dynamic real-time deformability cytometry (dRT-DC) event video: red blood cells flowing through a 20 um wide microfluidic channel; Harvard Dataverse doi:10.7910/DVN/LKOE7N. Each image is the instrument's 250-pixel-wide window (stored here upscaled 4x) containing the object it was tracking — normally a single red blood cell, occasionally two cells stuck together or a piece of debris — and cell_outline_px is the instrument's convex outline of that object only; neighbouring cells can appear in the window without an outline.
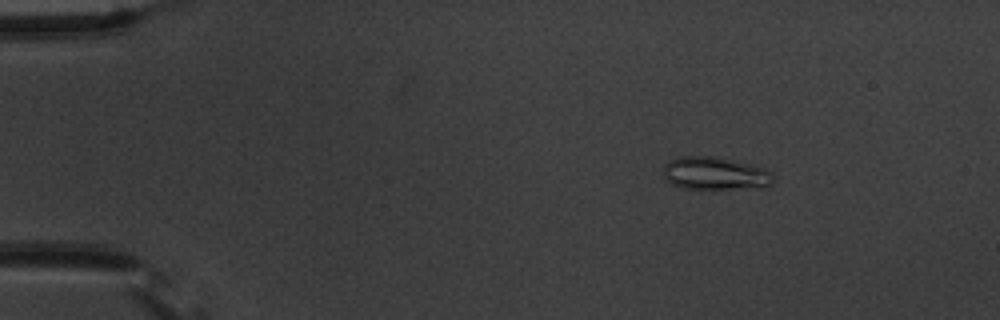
{"species": "common noctule bat (a hibernating species)", "species_latin": "Nyctalus noctula", "temperature_condition": "warm", "stored_images_in_passage": 6, "camera_frame_rate_fps": 3000, "um_per_image_px": 0.085, "animal": {"sex": "male", "body_mass_g": 20.1, "forearm_length_mm": 53.5}, "frame": {"image": 1, "passage_image": 2, "time_ms": 1.0, "image_size_px": [1000, 320], "cell_outline_px": [[776, 180], [768, 188], [684, 188], [672, 184], [664, 180], [664, 164], [668, 160], [680, 156], [712, 156], [748, 164], [764, 168], [772, 172]], "centroid_in_image_um": [60.81, 14.75], "position_along_channel_um": 24.2, "area_um2": 21.21}}
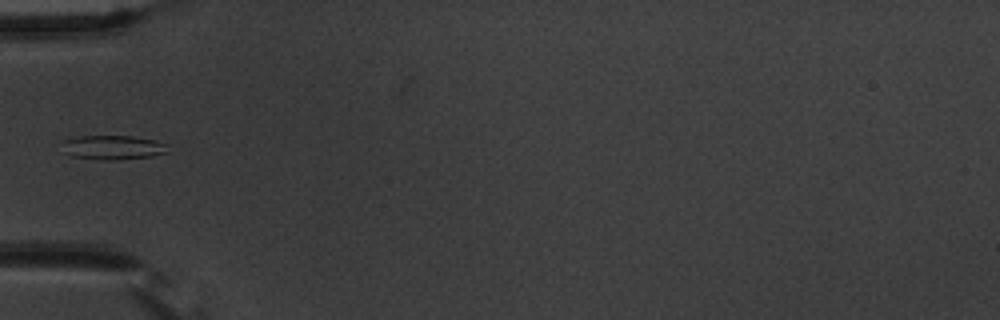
{"frame": {"image": 2, "passage_image": 5, "time_ms": 4.667, "image_size_px": [1000, 320], "cell_outline_px": [[168, 152], [152, 156], [120, 160], [104, 160], [72, 156], [64, 152], [64, 140], [80, 136], [132, 136], [156, 140], [168, 144]], "centroid_in_image_um": [9.66, 12.53], "position_along_channel_um": 75.3, "area_um2": 14.97}}
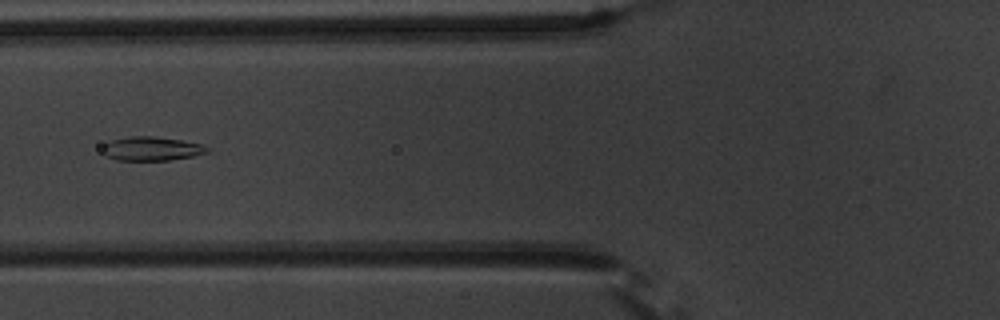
{"frame": {"image": 3, "passage_image": 6, "time_ms": 5.667, "image_size_px": [1000, 320], "cell_outline_px": [[212, 148], [208, 152], [192, 156], [168, 160], [116, 160], [104, 156], [100, 152], [104, 144], [108, 140], [132, 136], [152, 136], [180, 140], [204, 144]], "centroid_in_image_um": [12.85, 12.63], "position_along_channel_um": 113.0, "area_um2": 14.85}}